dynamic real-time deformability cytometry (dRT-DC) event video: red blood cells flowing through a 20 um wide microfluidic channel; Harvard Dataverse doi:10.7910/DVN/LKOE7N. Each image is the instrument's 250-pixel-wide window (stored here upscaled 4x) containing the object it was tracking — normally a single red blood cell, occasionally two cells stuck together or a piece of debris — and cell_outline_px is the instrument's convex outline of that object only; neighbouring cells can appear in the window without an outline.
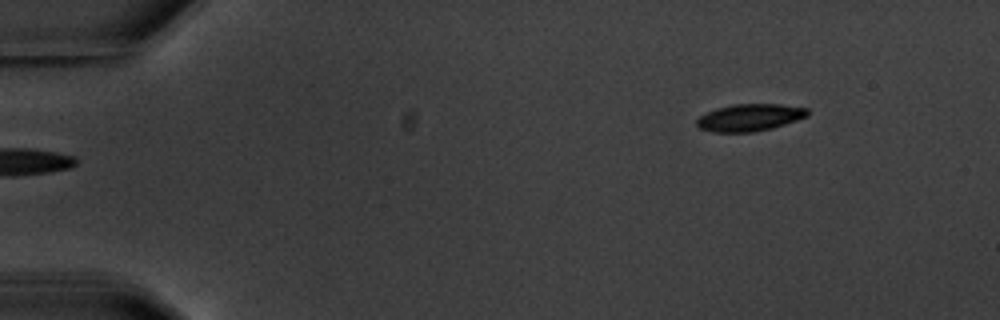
{"species": "common noctule bat (a hibernating species)", "species_latin": "Nyctalus noctula", "temperature_condition": "warm", "stored_images_in_passage": 4, "camera_frame_rate_fps": 3000, "um_per_image_px": 0.085, "animal": {"sex": "male", "body_mass_g": 20.1, "forearm_length_mm": 53.5}, "frame": {"image": 1, "passage_image": 1, "time_ms": 0.0, "image_size_px": [1000, 320], "cell_outline_px": [[808, 116], [772, 128], [752, 132], [712, 132], [700, 128], [696, 124], [696, 120], [700, 116], [716, 108], [732, 104], [780, 104], [808, 108]], "centroid_in_image_um": [63.71, 9.98], "position_along_channel_um": 21.3, "area_um2": 17.46}}
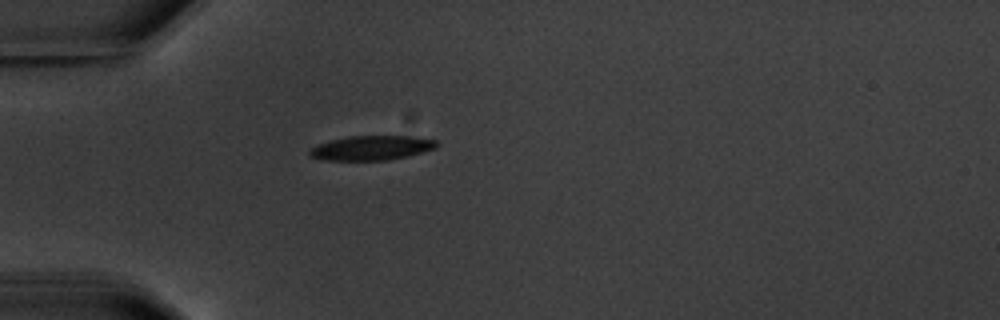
{"frame": {"image": 2, "passage_image": 4, "time_ms": 3.333, "image_size_px": [1000, 320], "cell_outline_px": [[440, 144], [436, 148], [408, 156], [388, 160], [320, 160], [308, 156], [308, 152], [312, 148], [320, 144], [332, 140], [348, 136], [412, 136], [436, 140]], "centroid_in_image_um": [31.6, 12.58], "position_along_channel_um": 53.4, "area_um2": 18.15}}